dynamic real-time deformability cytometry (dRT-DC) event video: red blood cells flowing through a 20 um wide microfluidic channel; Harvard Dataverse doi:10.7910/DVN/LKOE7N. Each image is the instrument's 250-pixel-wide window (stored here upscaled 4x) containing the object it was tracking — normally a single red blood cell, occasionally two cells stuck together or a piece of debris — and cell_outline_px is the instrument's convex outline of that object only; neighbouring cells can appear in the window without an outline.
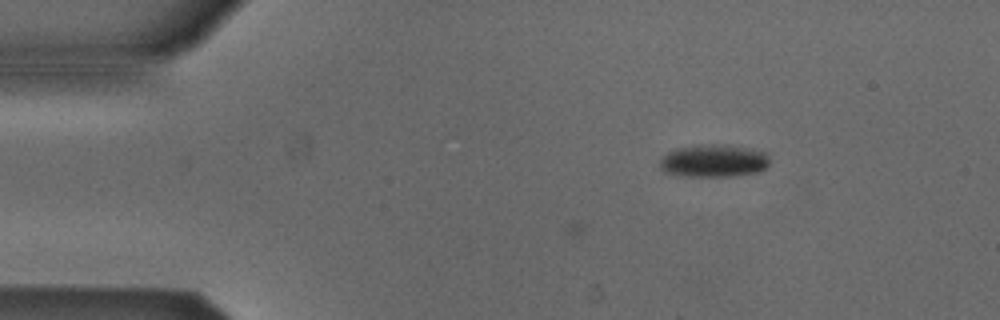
{"species": "Egyptian fruit bat (a non-hibernating species)", "species_latin": "Rousettus aegyptiacus", "temperature_condition": "cold", "stored_images_in_passage": 5, "camera_frame_rate_fps": 3000, "um_per_image_px": 0.085, "animal": {"sex": "male"}, "frame": {"image": 1, "passage_image": 5, "time_ms": 1.333, "image_size_px": [1000, 320], "cell_outline_px": [[768, 164], [760, 172], [732, 176], [676, 176], [664, 172], [660, 168], [660, 160], [668, 152], [676, 148], [700, 144], [724, 144], [748, 148], [768, 152]], "centroid_in_image_um": [60.65, 13.67], "position_along_channel_um": 24.3, "area_um2": 21.15}}